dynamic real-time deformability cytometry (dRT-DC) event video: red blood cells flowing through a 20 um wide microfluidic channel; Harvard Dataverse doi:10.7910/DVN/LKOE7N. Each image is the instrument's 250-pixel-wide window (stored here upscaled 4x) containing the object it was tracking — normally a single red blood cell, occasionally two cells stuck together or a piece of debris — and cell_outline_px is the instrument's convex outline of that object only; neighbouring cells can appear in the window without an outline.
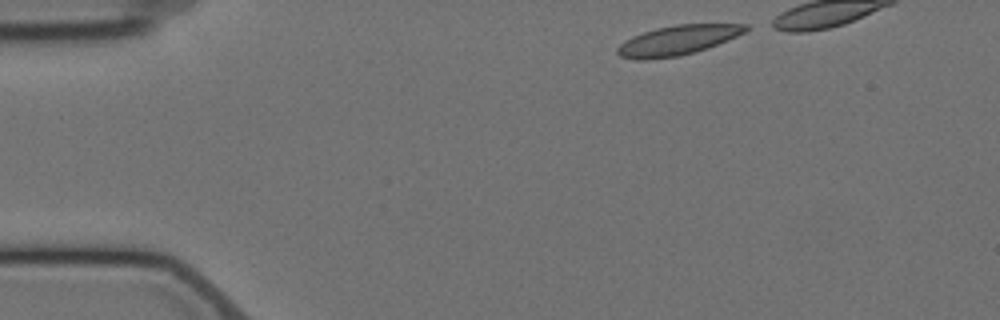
{"species": "Egyptian fruit bat (a non-hibernating species)", "species_latin": "Rousettus aegyptiacus", "temperature_condition": "cold", "stored_images_in_passage": 15, "camera_frame_rate_fps": 3000, "um_per_image_px": 0.085, "animal": {"sex": "female"}, "frame": {"image": 1, "passage_image": 1, "time_ms": 0.0, "image_size_px": [1000, 320], "cell_outline_px": [[748, 28], [744, 32], [736, 36], [716, 44], [692, 52], [676, 56], [644, 60], [636, 60], [620, 56], [616, 52], [616, 48], [624, 40], [632, 36], [656, 28], [676, 24], [748, 24]], "centroid_in_image_um": [57.53, 3.41], "position_along_channel_um": 27.5, "area_um2": 21.79}}
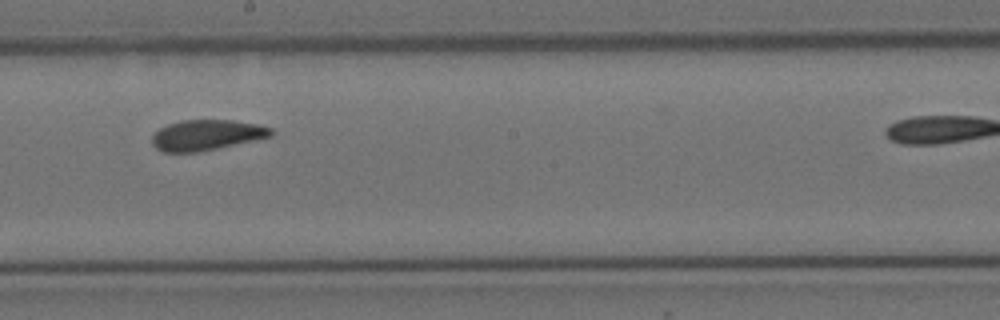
{"frame": {"image": 2, "passage_image": 7, "time_ms": 7.667, "image_size_px": [1000, 320], "cell_outline_px": [[276, 132], [272, 136], [256, 140], [196, 152], [164, 152], [156, 148], [152, 144], [152, 136], [160, 128], [168, 124], [180, 120], [232, 120], [256, 124], [272, 128]], "centroid_in_image_um": [17.58, 11.47], "position_along_channel_um": 230.6, "area_um2": 21.1}}
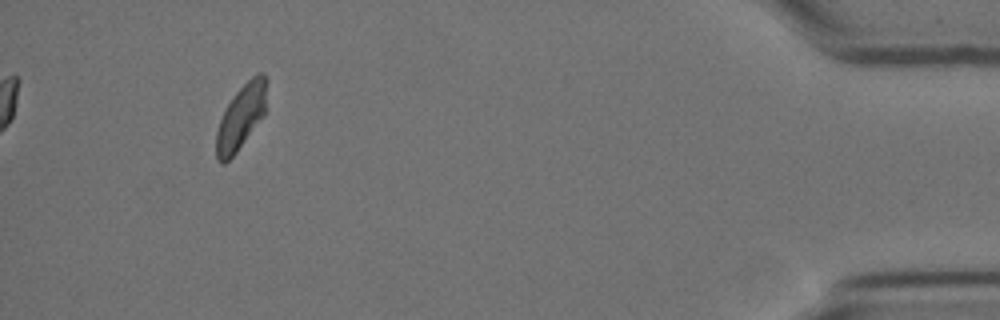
{"frame": {"image": 3, "passage_image": 14, "time_ms": 16.667, "image_size_px": [1000, 320], "cell_outline_px": [[268, 80], [264, 116], [236, 152], [224, 164], [220, 164], [216, 160], [216, 132], [220, 120], [232, 96], [256, 72], [264, 72]], "centroid_in_image_um": [20.51, 9.91], "position_along_channel_um": 414.7, "area_um2": 19.13}, "authors_computed_cell_mechanics": {"area_um2": 20.3456, "velocity_mm_per_s": 3.4639, "shape_relaxation_time_tau1_ms": 1.2452, "shape_relaxation_time_tau2_ms": 0.5186, "deformation_change_tau1": 0.0469, "deformation_change_tau2": 0.0351}}